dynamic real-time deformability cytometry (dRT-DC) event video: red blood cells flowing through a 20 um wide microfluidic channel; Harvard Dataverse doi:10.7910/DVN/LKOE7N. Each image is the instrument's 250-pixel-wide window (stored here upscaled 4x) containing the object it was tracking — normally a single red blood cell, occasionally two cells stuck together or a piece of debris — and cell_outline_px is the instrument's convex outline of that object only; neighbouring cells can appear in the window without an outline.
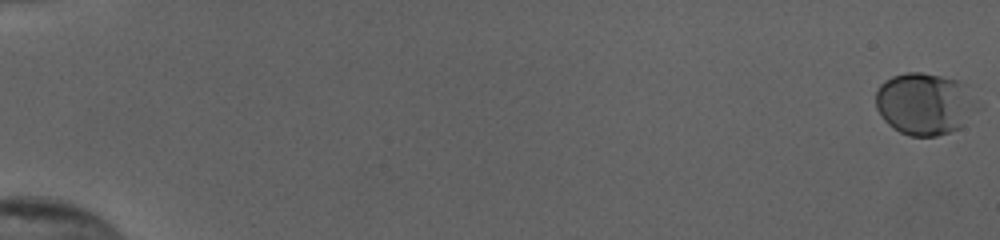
{"species": "human", "species_latin": "Homo sapiens", "temperature_condition": "cold", "stored_images_in_passage": 56, "camera_frame_rate_fps": 3000, "um_per_image_px": 0.085, "donor": {"sex": "female"}, "frame": {"image": 1, "passage_image": 1, "time_ms": 0.0, "image_size_px": [1000, 240], "cell_outline_px": [[968, 84], [960, 128], [936, 136], [908, 136], [900, 132], [888, 124], [884, 120], [876, 108], [876, 92], [880, 84], [884, 80], [892, 76], [904, 72], [920, 72], [940, 76], [956, 80]], "centroid_in_image_um": [78.34, 8.8], "position_along_channel_um": 6.7, "area_um2": 34.51}}
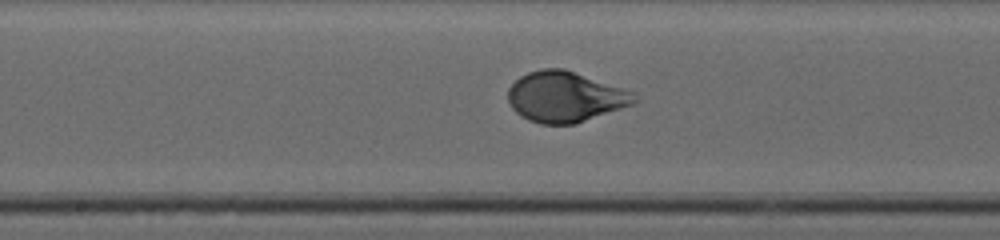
{"frame": {"image": 2, "passage_image": 32, "time_ms": 10.333, "image_size_px": [1000, 240], "cell_outline_px": [[640, 100], [636, 104], [576, 124], [540, 124], [528, 120], [520, 116], [512, 108], [508, 100], [508, 88], [520, 76], [528, 72], [540, 68], [564, 68], [636, 92]], "centroid_in_image_um": [48.09, 8.23], "position_along_channel_um": 200.1, "area_um2": 37.86}}
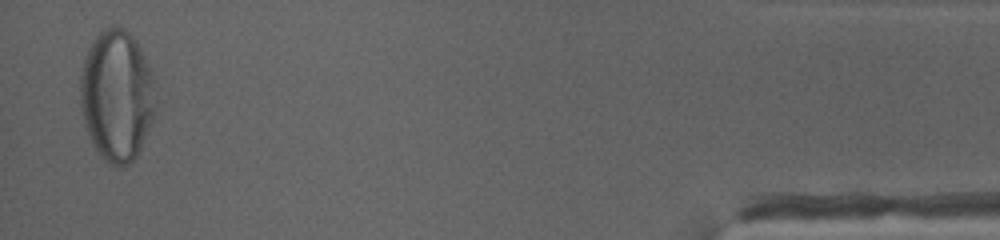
{"frame": {"image": 3, "passage_image": 55, "time_ms": 18.0, "image_size_px": [1000, 240], "cell_outline_px": [[156, 104], [152, 120], [140, 152], [128, 164], [112, 164], [104, 160], [96, 148], [88, 132], [80, 108], [80, 76], [84, 56], [92, 40], [104, 28], [124, 28], [136, 40], [156, 80]], "centroid_in_image_um": [9.94, 8.1], "position_along_channel_um": 425.3, "area_um2": 57.68}, "authors_computed_cell_mechanics": {"area_um2": 37.1654, "velocity_mm_per_s": 3.8547, "shape_relaxation_time_tau1_ms": 3.4204, "shape_relaxation_time_tau2_ms": null, "deformation_change_tau1": 0.1653, "deformation_change_tau2": null}}